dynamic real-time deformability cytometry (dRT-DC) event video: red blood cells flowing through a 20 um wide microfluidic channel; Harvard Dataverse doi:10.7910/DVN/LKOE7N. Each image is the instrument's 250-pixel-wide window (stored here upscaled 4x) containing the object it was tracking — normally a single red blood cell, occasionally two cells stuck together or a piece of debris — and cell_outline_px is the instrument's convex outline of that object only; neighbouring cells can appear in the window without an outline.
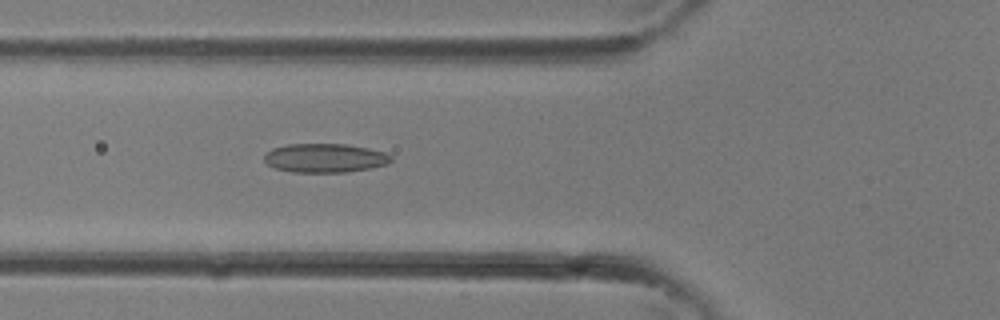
{"species": "common noctule bat (a hibernating species)", "species_latin": "Nyctalus noctula", "temperature_condition": "room temperature", "stored_images_in_passage": 34, "camera_frame_rate_fps": 3000, "um_per_image_px": 0.085, "animal": {"sex": "female"}, "frame": {"image": 1, "passage_image": 13, "time_ms": 4.0, "image_size_px": [1000, 320], "cell_outline_px": [[392, 160], [388, 164], [348, 172], [292, 172], [276, 168], [268, 164], [264, 160], [264, 152], [272, 148], [288, 144], [348, 144], [368, 148], [384, 152], [392, 156]], "centroid_in_image_um": [27.61, 13.42], "position_along_channel_um": 98.2, "area_um2": 21.44}}
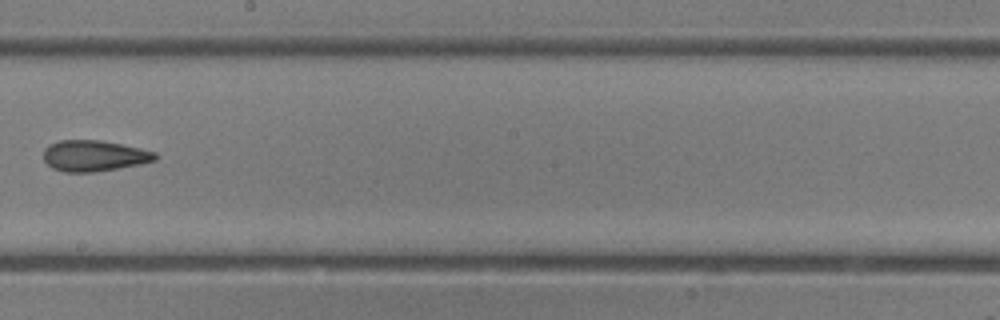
{"frame": {"image": 2, "passage_image": 20, "time_ms": 6.333, "image_size_px": [1000, 320], "cell_outline_px": [[156, 160], [140, 164], [120, 168], [96, 172], [64, 172], [52, 168], [44, 160], [44, 148], [48, 144], [60, 140], [100, 140], [140, 148], [156, 152]], "centroid_in_image_um": [7.98, 13.24], "position_along_channel_um": 240.2, "area_um2": 20.23}}
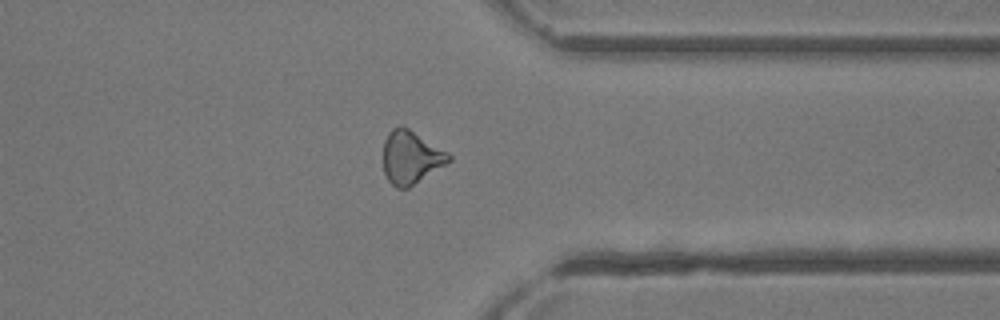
{"frame": {"image": 3, "passage_image": 27, "time_ms": 8.667, "image_size_px": [1000, 320], "cell_outline_px": [[452, 160], [448, 164], [408, 188], [396, 188], [388, 180], [384, 172], [384, 140], [388, 132], [392, 128], [400, 124], [408, 128], [448, 152], [452, 156]], "centroid_in_image_um": [34.94, 13.37], "position_along_channel_um": 376.5, "area_um2": 20.4}}